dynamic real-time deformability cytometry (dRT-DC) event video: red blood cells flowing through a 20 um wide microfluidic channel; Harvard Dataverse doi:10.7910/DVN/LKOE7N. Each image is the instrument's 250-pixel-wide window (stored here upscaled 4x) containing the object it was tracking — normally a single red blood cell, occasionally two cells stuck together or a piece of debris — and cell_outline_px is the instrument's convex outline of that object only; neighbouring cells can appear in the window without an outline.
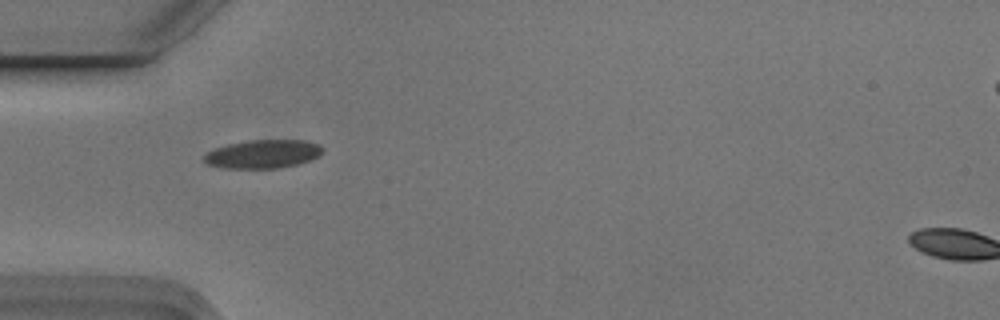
{"species": "Egyptian fruit bat (a non-hibernating species)", "species_latin": "Rousettus aegyptiacus", "temperature_condition": "cold", "stored_images_in_passage": 5, "camera_frame_rate_fps": 3000, "um_per_image_px": 0.085, "animal": {"sex": "male"}, "frame": {"image": 1, "passage_image": 1, "time_ms": 0.0, "image_size_px": [1000, 320], "cell_outline_px": [[324, 152], [320, 156], [312, 160], [296, 164], [276, 168], [224, 168], [208, 164], [204, 160], [204, 156], [208, 152], [216, 148], [228, 144], [248, 140], [304, 140], [320, 144]], "centroid_in_image_um": [22.4, 13.08], "position_along_channel_um": 62.6, "area_um2": 19.65}}
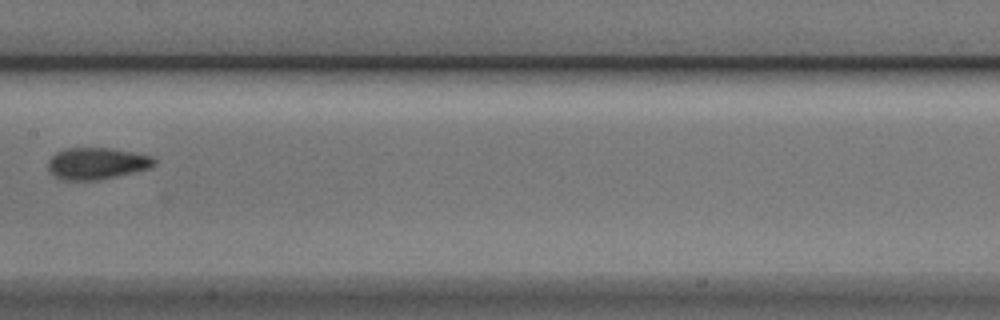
{"frame": {"image": 2, "passage_image": 4, "time_ms": 1.0, "image_size_px": [1000, 320], "cell_outline_px": [[156, 164], [152, 168], [100, 180], [64, 180], [56, 176], [48, 168], [48, 160], [56, 152], [68, 148], [108, 148], [132, 152], [152, 156], [156, 160]], "centroid_in_image_um": [8.26, 13.89], "position_along_channel_um": 199.1, "area_um2": 19.59}}
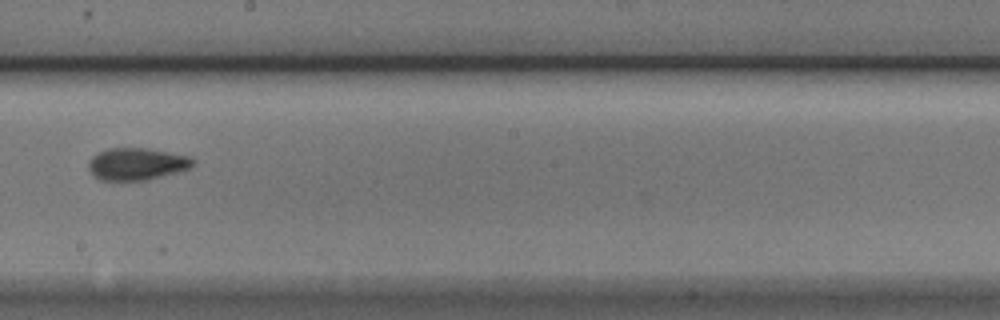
{"frame": {"image": 3, "passage_image": 5, "time_ms": 1.333, "image_size_px": [1000, 320], "cell_outline_px": [[196, 160], [188, 168], [176, 172], [148, 180], [100, 180], [88, 168], [88, 164], [92, 156], [96, 152], [108, 148], [144, 148], [168, 152], [188, 156]], "centroid_in_image_um": [11.59, 13.93], "position_along_channel_um": 236.6, "area_um2": 19.36}}